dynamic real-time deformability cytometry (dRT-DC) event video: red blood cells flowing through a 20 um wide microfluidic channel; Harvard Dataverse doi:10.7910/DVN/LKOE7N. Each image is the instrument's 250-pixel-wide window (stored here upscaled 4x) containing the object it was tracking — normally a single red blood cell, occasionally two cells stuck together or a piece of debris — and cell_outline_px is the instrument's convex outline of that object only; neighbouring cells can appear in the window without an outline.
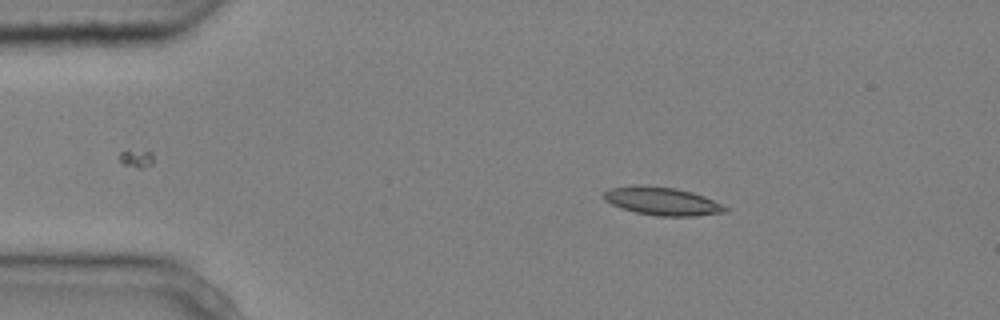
{"species": "common noctule bat (a hibernating species)", "species_latin": "Nyctalus noctula", "temperature_condition": "cold", "stored_images_in_passage": 3, "camera_frame_rate_fps": 3000, "um_per_image_px": 0.085, "animal": {"sex": "male", "body_mass_g": 20.4}, "frame": {"image": 1, "passage_image": 2, "time_ms": 0.333, "image_size_px": [1000, 320], "cell_outline_px": [[728, 212], [696, 216], [656, 216], [636, 212], [620, 208], [604, 200], [604, 192], [608, 188], [636, 184], [640, 184], [676, 188], [692, 192], [704, 196], [728, 208]], "centroid_in_image_um": [56.25, 17.09], "position_along_channel_um": 28.7, "area_um2": 20.06}}